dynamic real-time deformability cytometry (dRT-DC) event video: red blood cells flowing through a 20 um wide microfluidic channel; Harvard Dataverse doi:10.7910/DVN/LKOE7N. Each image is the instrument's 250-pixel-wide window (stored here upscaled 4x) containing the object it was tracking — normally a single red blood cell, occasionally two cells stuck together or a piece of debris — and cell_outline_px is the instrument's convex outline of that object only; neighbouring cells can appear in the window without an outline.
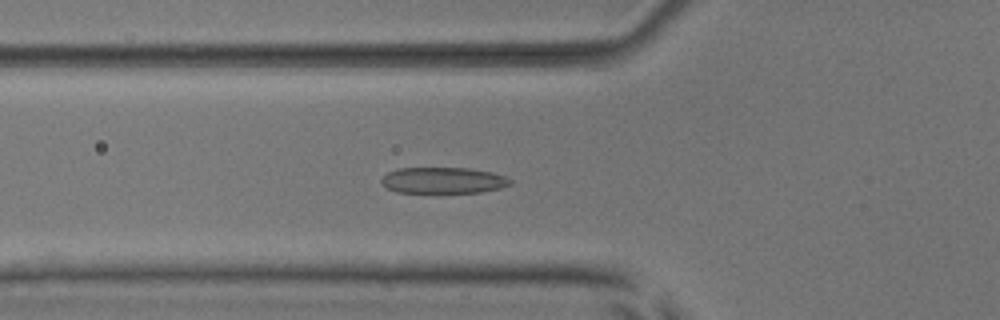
{"species": "common noctule bat (a hibernating species)", "species_latin": "Nyctalus noctula", "temperature_condition": "room temperature", "stored_images_in_passage": 30, "camera_frame_rate_fps": 3000, "um_per_image_px": 0.085, "animal": {"sex": "male", "body_mass_g": 17.9, "forearm_length_mm": 54.2}, "frame": {"image": 1, "passage_image": 9, "time_ms": 2.667, "image_size_px": [1000, 320], "cell_outline_px": [[512, 184], [500, 188], [480, 192], [396, 192], [388, 188], [380, 180], [388, 172], [400, 168], [468, 168], [492, 172], [504, 176], [512, 180]], "centroid_in_image_um": [37.7, 15.32], "position_along_channel_um": 88.1, "area_um2": 19.42}}
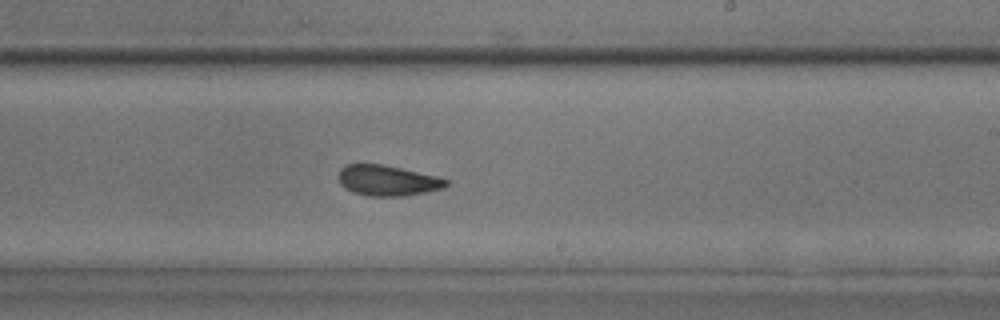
{"frame": {"image": 2, "passage_image": 22, "time_ms": 7.0, "image_size_px": [1000, 320], "cell_outline_px": [[448, 184], [444, 188], [404, 196], [368, 196], [352, 192], [340, 184], [336, 176], [340, 168], [344, 164], [384, 164], [436, 176], [448, 180]], "centroid_in_image_um": [32.88, 15.33], "position_along_channel_um": 256.1, "area_um2": 19.31}}
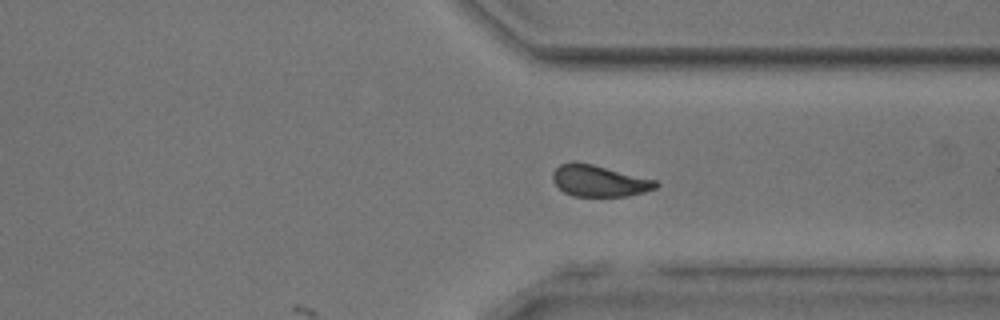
{"frame": {"image": 3, "passage_image": 30, "time_ms": 9.667, "image_size_px": [1000, 320], "cell_outline_px": [[660, 184], [656, 188], [644, 192], [628, 196], [572, 196], [564, 192], [552, 180], [552, 172], [560, 164], [572, 160], [576, 160], [656, 180]], "centroid_in_image_um": [50.9, 15.36], "position_along_channel_um": 360.5, "area_um2": 19.02}}